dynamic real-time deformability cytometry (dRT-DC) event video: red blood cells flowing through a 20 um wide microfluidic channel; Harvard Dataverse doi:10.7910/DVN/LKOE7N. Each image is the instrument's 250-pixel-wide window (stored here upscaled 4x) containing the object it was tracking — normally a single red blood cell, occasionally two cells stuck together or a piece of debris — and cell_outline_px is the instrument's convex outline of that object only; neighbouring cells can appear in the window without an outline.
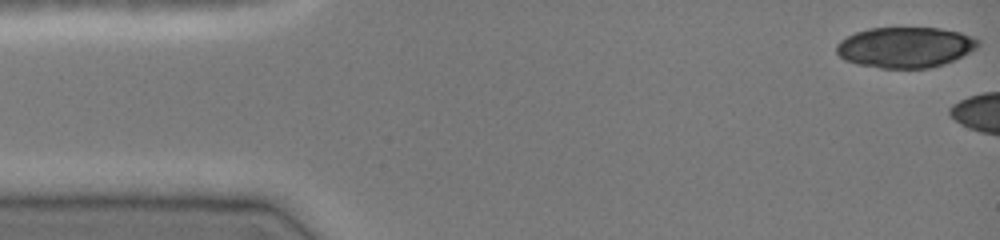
{"species": "common noctule bat (a hibernating species)", "species_latin": "Nyctalus noctula", "temperature_condition": "cold", "stored_images_in_passage": 5, "camera_frame_rate_fps": 3000, "um_per_image_px": 0.085, "animal": {"sex": "female", "body_mass_g": 19.0, "forearm_length_mm": 51.5}, "frame": {"image": 1, "passage_image": 1, "time_ms": 0.0, "image_size_px": [1000, 240], "cell_outline_px": [[980, 44], [976, 48], [944, 64], [928, 68], [880, 68], [856, 64], [844, 60], [836, 52], [836, 44], [840, 40], [856, 32], [868, 28], [940, 28], [960, 32], [976, 36], [980, 40]], "centroid_in_image_um": [76.94, 4.01], "position_along_channel_um": 8.1, "area_um2": 33.64}}